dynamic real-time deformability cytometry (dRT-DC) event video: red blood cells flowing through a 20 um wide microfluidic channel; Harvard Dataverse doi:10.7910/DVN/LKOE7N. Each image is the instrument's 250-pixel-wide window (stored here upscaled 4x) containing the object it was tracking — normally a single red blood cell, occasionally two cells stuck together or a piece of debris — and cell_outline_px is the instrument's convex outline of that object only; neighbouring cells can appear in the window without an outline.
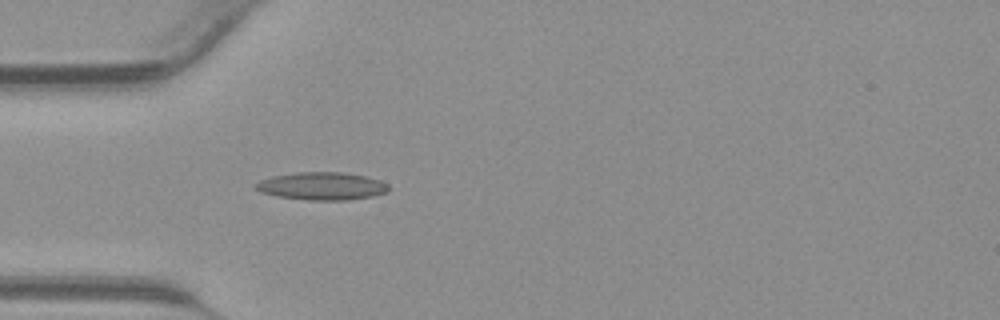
{"species": "common noctule bat (a hibernating species)", "species_latin": "Nyctalus noctula", "temperature_condition": "warm", "stored_images_in_passage": 25, "camera_frame_rate_fps": 3000, "um_per_image_px": 0.085, "animal": {"sex": "male", "body_mass_g": 23.1, "forearm_length_mm": 52.7}, "frame": {"image": 1, "passage_image": 1, "time_ms": 0.0, "image_size_px": [1000, 320], "cell_outline_px": [[388, 192], [372, 196], [348, 200], [308, 200], [276, 196], [260, 192], [252, 184], [260, 180], [272, 176], [296, 172], [344, 172], [364, 176], [380, 180], [388, 184]], "centroid_in_image_um": [27.33, 15.81], "position_along_channel_um": 57.7, "area_um2": 21.62}}
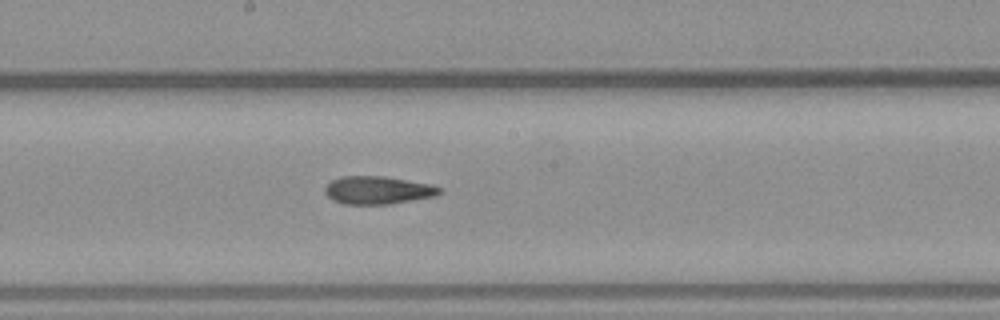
{"frame": {"image": 2, "passage_image": 11, "time_ms": 3.333, "image_size_px": [1000, 320], "cell_outline_px": [[440, 192], [436, 196], [388, 204], [344, 204], [332, 200], [324, 192], [324, 188], [332, 180], [340, 176], [384, 176], [428, 184], [440, 188]], "centroid_in_image_um": [32.05, 16.16], "position_along_channel_um": 216.1, "area_um2": 18.44}}
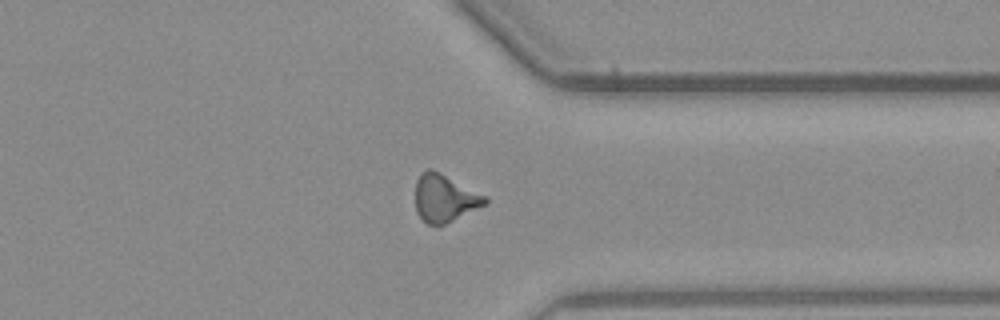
{"frame": {"image": 3, "passage_image": 21, "time_ms": 6.667, "image_size_px": [1000, 320], "cell_outline_px": [[488, 204], [444, 224], [428, 224], [416, 212], [416, 180], [428, 168], [432, 168], [488, 196]], "centroid_in_image_um": [37.83, 16.83], "position_along_channel_um": 373.6, "area_um2": 19.25}}